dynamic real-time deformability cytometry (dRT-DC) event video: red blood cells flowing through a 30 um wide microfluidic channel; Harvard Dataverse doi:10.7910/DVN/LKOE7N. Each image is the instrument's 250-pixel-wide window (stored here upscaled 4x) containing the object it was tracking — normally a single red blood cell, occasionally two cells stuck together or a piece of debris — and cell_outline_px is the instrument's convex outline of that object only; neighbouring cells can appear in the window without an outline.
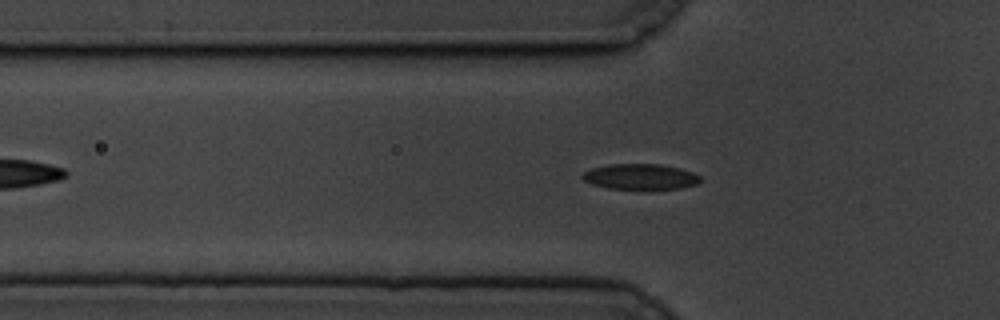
{"species": "common noctule bat (a hibernating species)", "species_latin": "Nyctalus noctula", "temperature_condition": "cold", "stored_images_in_passage": 44, "camera_frame_rate_fps": 3000, "um_per_image_px": 0.085, "animal": {"sex": "male", "body_mass_g": 19.5, "forearm_length_mm": 54.6}, "frame": {"image": 1, "passage_image": 10, "time_ms": 3.0, "image_size_px": [1000, 320], "cell_outline_px": [[700, 180], [696, 184], [680, 188], [608, 188], [592, 184], [584, 180], [580, 176], [584, 172], [592, 168], [608, 164], [660, 164], [680, 168], [692, 172], [700, 176]], "centroid_in_image_um": [54.41, 15.0], "position_along_channel_um": 71.4, "area_um2": 17.28}}
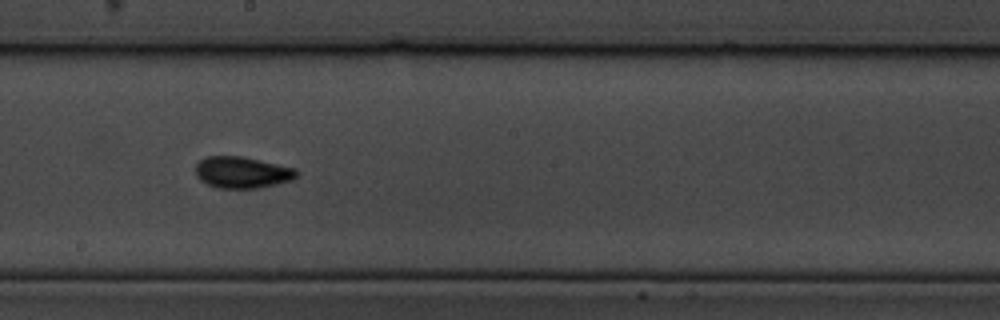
{"frame": {"image": 2, "passage_image": 24, "time_ms": 7.667, "image_size_px": [1000, 320], "cell_outline_px": [[300, 172], [292, 180], [276, 184], [256, 188], [216, 188], [200, 180], [196, 176], [196, 164], [200, 160], [208, 156], [244, 156], [296, 168]], "centroid_in_image_um": [20.59, 14.64], "position_along_channel_um": 227.6, "area_um2": 18.67}}
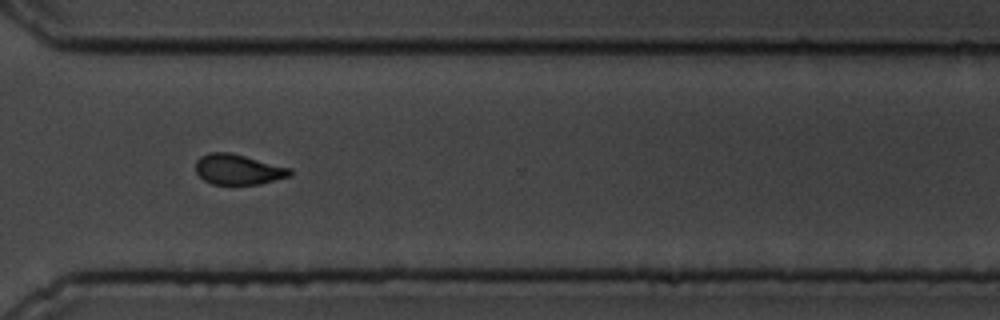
{"frame": {"image": 3, "passage_image": 35, "time_ms": 11.333, "image_size_px": [1000, 320], "cell_outline_px": [[292, 172], [288, 176], [260, 184], [212, 184], [204, 180], [196, 172], [196, 160], [200, 156], [208, 152], [232, 152], [292, 168]], "centroid_in_image_um": [20.23, 14.38], "position_along_channel_um": 350.4, "area_um2": 16.76}}